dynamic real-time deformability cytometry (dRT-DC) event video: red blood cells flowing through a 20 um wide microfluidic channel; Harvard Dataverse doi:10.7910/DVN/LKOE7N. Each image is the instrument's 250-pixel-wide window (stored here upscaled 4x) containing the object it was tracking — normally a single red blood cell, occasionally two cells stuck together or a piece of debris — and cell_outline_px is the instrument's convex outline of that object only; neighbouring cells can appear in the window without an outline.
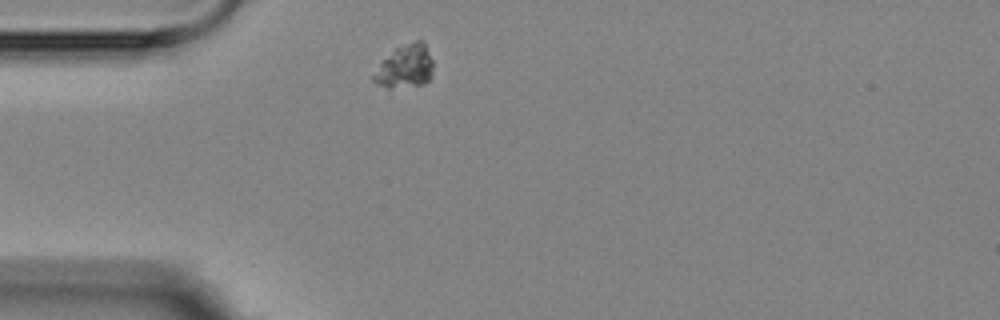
{"species": "Egyptian fruit bat (a non-hibernating species)", "species_latin": "Rousettus aegyptiacus", "temperature_condition": "room temperature", "stored_images_in_passage": 2, "camera_frame_rate_fps": 3000, "um_per_image_px": 0.085, "animal": {"sex": "female"}, "frame": {"image": 1, "passage_image": 1, "time_ms": 0.0, "image_size_px": [1000, 320], "cell_outline_px": [[432, 76], [424, 84], [388, 88], [376, 84], [372, 80], [372, 76], [380, 64], [396, 48], [416, 40], [424, 40], [432, 60]], "centroid_in_image_um": [34.45, 5.66], "position_along_channel_um": 50.5, "area_um2": 14.74}}